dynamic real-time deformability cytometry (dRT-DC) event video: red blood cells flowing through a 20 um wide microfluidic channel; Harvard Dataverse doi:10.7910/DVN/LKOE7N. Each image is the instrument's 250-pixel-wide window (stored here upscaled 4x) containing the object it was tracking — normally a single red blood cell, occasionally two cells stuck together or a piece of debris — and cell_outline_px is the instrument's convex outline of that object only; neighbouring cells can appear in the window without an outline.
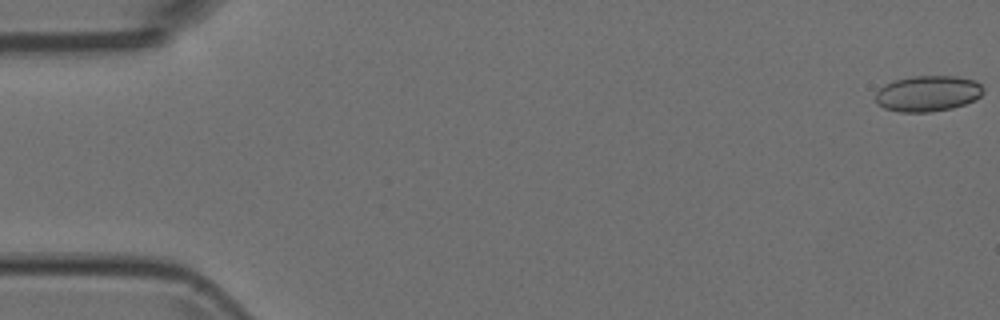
{"species": "Egyptian fruit bat (a non-hibernating species)", "species_latin": "Rousettus aegyptiacus", "temperature_condition": "room temperature", "stored_images_in_passage": 7, "camera_frame_rate_fps": 3000, "um_per_image_px": 0.085, "animal": {"sex": "female"}, "frame": {"image": 1, "passage_image": 1, "time_ms": 0.0, "image_size_px": [1000, 320], "cell_outline_px": [[984, 92], [976, 100], [952, 108], [932, 112], [900, 112], [884, 108], [876, 104], [876, 92], [884, 84], [896, 80], [912, 76], [956, 76], [976, 80], [984, 88]], "centroid_in_image_um": [78.88, 7.95], "position_along_channel_um": 6.1, "area_um2": 22.72}}
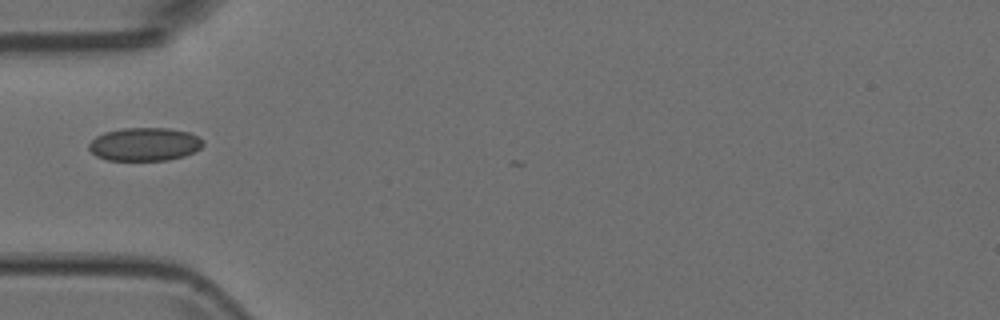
{"frame": {"image": 2, "passage_image": 5, "time_ms": 1.333, "image_size_px": [1000, 320], "cell_outline_px": [[204, 144], [200, 148], [184, 156], [168, 160], [108, 160], [96, 156], [88, 148], [88, 144], [96, 136], [104, 132], [124, 128], [168, 128], [188, 132], [204, 140]], "centroid_in_image_um": [12.28, 12.26], "position_along_channel_um": 72.7, "area_um2": 22.08}}
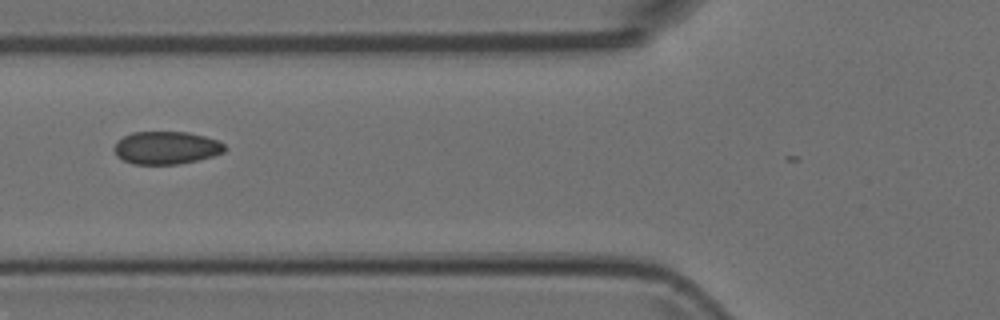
{"frame": {"image": 3, "passage_image": 6, "time_ms": 1.667, "image_size_px": [1000, 320], "cell_outline_px": [[228, 148], [224, 152], [212, 156], [196, 160], [176, 164], [132, 164], [116, 156], [112, 148], [124, 136], [132, 132], [188, 132], [204, 136], [216, 140], [224, 144]], "centroid_in_image_um": [14.12, 12.56], "position_along_channel_um": 111.7, "area_um2": 21.04}}